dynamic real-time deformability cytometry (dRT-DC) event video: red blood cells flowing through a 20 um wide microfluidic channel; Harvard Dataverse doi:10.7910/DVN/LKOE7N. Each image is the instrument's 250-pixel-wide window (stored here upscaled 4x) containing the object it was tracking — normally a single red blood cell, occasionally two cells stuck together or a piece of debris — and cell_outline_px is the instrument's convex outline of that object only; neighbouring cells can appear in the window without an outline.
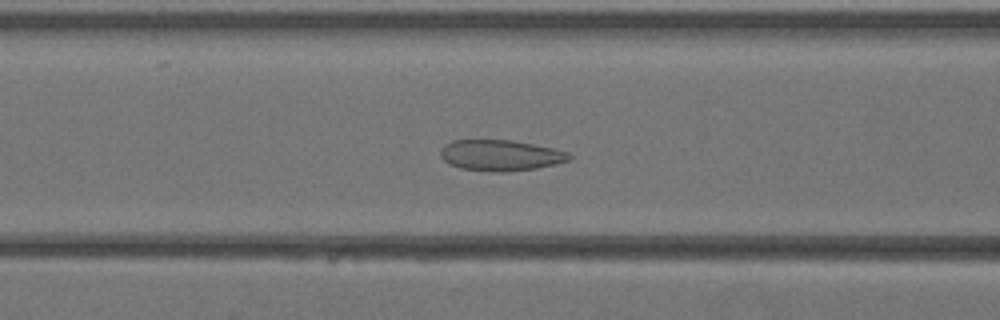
{"species": "Egyptian fruit bat (a non-hibernating species)", "species_latin": "Rousettus aegyptiacus", "temperature_condition": "warm", "stored_images_in_passage": 37, "camera_frame_rate_fps": 3000, "um_per_image_px": 0.085, "animal": {"sex": "female"}, "frame": {"image": 1, "passage_image": 13, "time_ms": 4.0, "image_size_px": [1000, 320], "cell_outline_px": [[572, 156], [568, 160], [556, 164], [536, 168], [504, 172], [492, 172], [460, 168], [448, 164], [440, 156], [440, 148], [444, 144], [452, 140], [512, 140], [552, 148], [568, 152]], "centroid_in_image_um": [42.49, 13.2], "position_along_channel_um": 124.1, "area_um2": 23.24}}
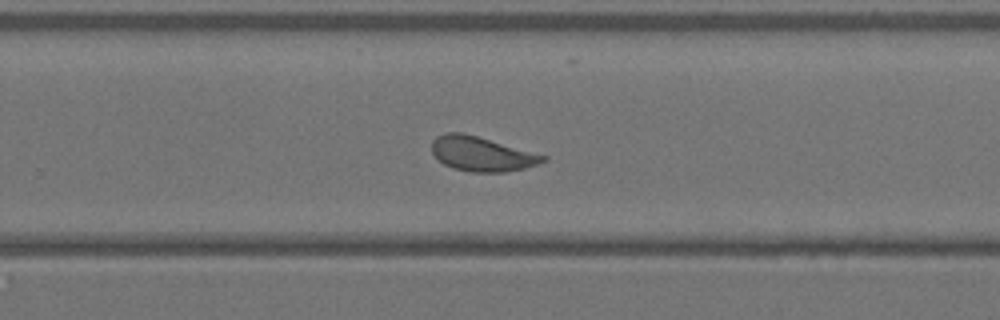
{"frame": {"image": 2, "passage_image": 23, "time_ms": 7.333, "image_size_px": [1000, 320], "cell_outline_px": [[548, 160], [524, 168], [504, 172], [472, 172], [452, 168], [444, 164], [432, 152], [432, 140], [436, 136], [448, 132], [460, 132], [476, 136], [548, 156]], "centroid_in_image_um": [40.93, 13.08], "position_along_channel_um": 288.9, "area_um2": 22.14}}
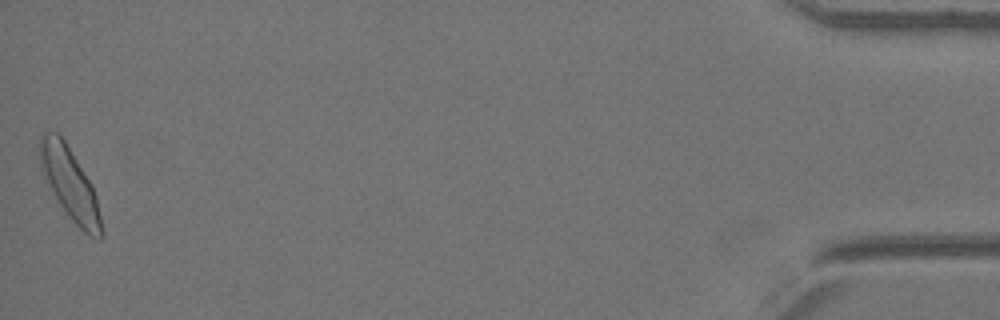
{"frame": {"image": 3, "passage_image": 37, "time_ms": 12.0, "image_size_px": [1000, 320], "cell_outline_px": [[104, 236], [100, 240], [88, 236], [68, 216], [60, 204], [44, 176], [40, 168], [40, 136], [44, 132], [56, 132], [64, 140], [88, 180], [96, 196], [104, 232]], "centroid_in_image_um": [5.96, 15.69], "position_along_channel_um": 429.2, "area_um2": 25.09}}